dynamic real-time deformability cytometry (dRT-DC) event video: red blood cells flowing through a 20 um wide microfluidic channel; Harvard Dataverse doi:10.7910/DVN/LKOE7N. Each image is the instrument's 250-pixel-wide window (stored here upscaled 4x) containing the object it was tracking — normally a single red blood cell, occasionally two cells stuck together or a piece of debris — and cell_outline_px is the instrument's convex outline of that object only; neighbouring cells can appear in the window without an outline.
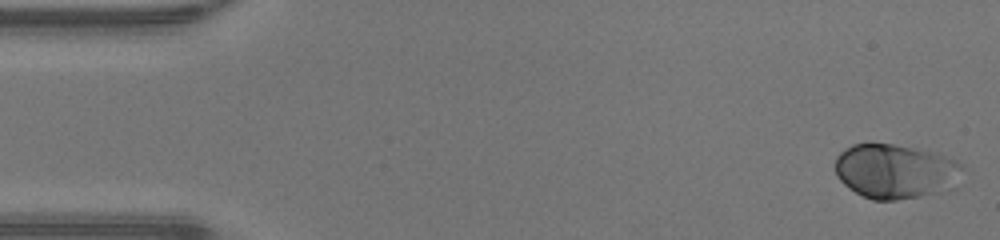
{"species": "human", "species_latin": "Homo sapiens", "temperature_condition": "warm", "stored_images_in_passage": 47, "camera_frame_rate_fps": 3000, "um_per_image_px": 0.085, "donor": {"sex": "male"}, "frame": {"image": 1, "passage_image": 1, "time_ms": 0.0, "image_size_px": [1000, 240], "cell_outline_px": [[964, 168], [956, 188], [920, 196], [896, 200], [872, 200], [848, 188], [836, 176], [836, 156], [844, 148], [852, 144], [892, 144], [928, 152], [944, 156], [956, 160]], "centroid_in_image_um": [76.11, 14.58], "position_along_channel_um": 8.9, "area_um2": 40.34}}
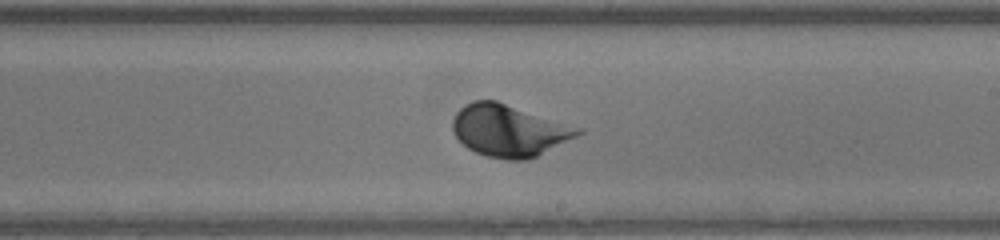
{"frame": {"image": 2, "passage_image": 27, "time_ms": 8.667, "image_size_px": [1000, 240], "cell_outline_px": [[584, 132], [528, 160], [508, 160], [488, 156], [476, 152], [468, 148], [452, 132], [452, 120], [456, 112], [464, 104], [472, 100], [496, 100], [584, 128]], "centroid_in_image_um": [43.26, 11.07], "position_along_channel_um": 245.7, "area_um2": 37.92}}
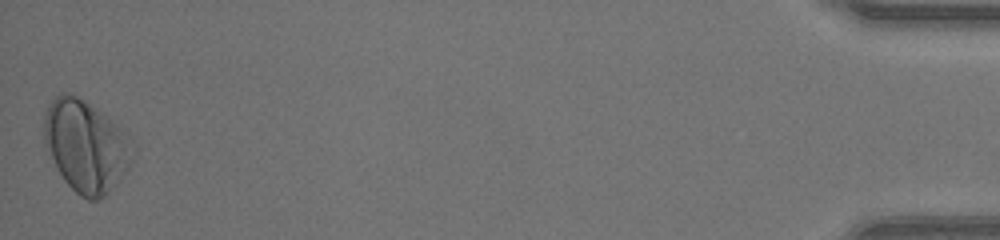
{"frame": {"image": 3, "passage_image": 47, "time_ms": 15.333, "image_size_px": [1000, 240], "cell_outline_px": [[132, 160], [128, 168], [120, 180], [100, 200], [88, 200], [80, 196], [64, 180], [44, 148], [44, 116], [48, 104], [60, 92], [64, 92], [76, 96], [96, 108], [120, 128], [128, 136]], "centroid_in_image_um": [7.24, 12.43], "position_along_channel_um": 428.0, "area_um2": 46.88}, "authors_computed_cell_mechanics": {"area_um2": 36.8764, "velocity_mm_per_s": 4.3008, "shape_relaxation_time_tau1_ms": 2.5841, "shape_relaxation_time_tau2_ms": null, "deformation_change_tau1": 0.1678, "deformation_change_tau2": null}}